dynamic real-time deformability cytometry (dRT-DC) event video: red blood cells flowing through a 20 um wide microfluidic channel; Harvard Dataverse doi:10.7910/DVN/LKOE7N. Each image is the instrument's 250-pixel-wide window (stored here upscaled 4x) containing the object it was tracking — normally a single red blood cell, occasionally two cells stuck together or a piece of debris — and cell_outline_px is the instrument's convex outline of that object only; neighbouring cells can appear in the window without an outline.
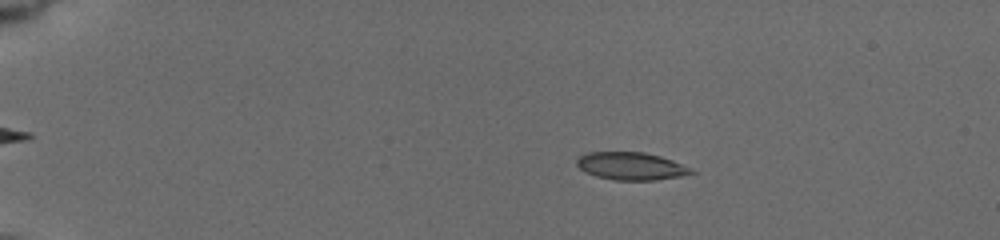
{"species": "common noctule bat (a hibernating species)", "species_latin": "Nyctalus noctula", "temperature_condition": "cold", "stored_images_in_passage": 36, "camera_frame_rate_fps": 3000, "um_per_image_px": 0.085, "animal": {"sex": "female", "body_mass_g": 19.5, "forearm_length_mm": 54.1}, "frame": {"image": 1, "passage_image": 12, "time_ms": 3.0, "image_size_px": [1000, 240], "cell_outline_px": [[696, 172], [680, 176], [656, 180], [616, 180], [596, 176], [584, 172], [576, 164], [576, 160], [580, 156], [588, 152], [644, 152], [660, 156], [672, 160]], "centroid_in_image_um": [53.59, 14.12], "position_along_channel_um": 31.4, "area_um2": 18.26}}
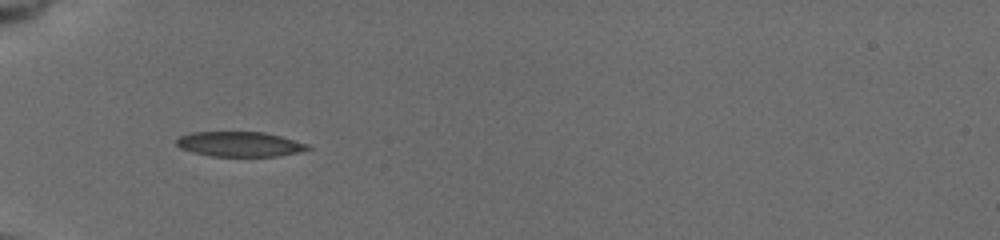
{"frame": {"image": 2, "passage_image": 28, "time_ms": 6.0, "image_size_px": [1000, 240], "cell_outline_px": [[312, 148], [296, 152], [276, 156], [212, 156], [192, 152], [180, 148], [176, 144], [176, 140], [180, 136], [192, 132], [264, 132], [280, 136], [308, 144]], "centroid_in_image_um": [20.34, 12.25], "position_along_channel_um": 64.7, "area_um2": 18.9}}
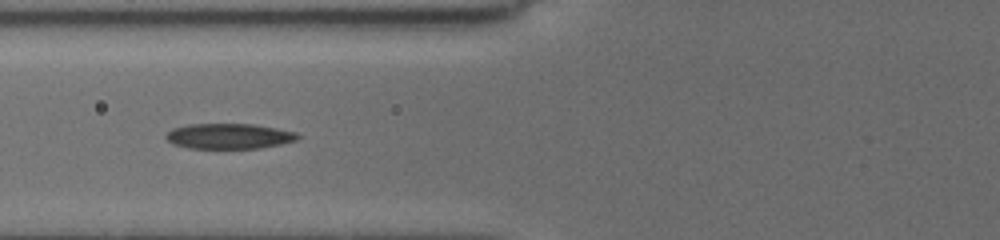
{"frame": {"image": 3, "passage_image": 35, "time_ms": 7.333, "image_size_px": [1000, 240], "cell_outline_px": [[300, 136], [296, 140], [280, 144], [260, 148], [188, 148], [172, 144], [164, 136], [172, 128], [188, 124], [252, 124], [276, 128], [296, 132]], "centroid_in_image_um": [19.44, 11.57], "position_along_channel_um": 106.4, "area_um2": 19.42}}